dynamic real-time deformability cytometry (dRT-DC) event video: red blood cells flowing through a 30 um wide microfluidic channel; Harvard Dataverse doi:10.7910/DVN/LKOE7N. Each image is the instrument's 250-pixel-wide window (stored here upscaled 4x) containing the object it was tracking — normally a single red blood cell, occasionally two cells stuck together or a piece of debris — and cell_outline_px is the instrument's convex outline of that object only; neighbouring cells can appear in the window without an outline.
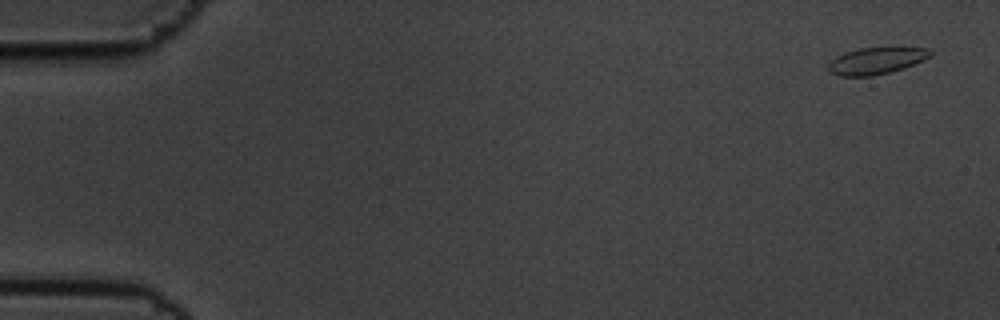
{"species": "common noctule bat (a hibernating species)", "species_latin": "Nyctalus noctula", "temperature_condition": "cold", "stored_images_in_passage": 55, "camera_frame_rate_fps": 3000, "um_per_image_px": 0.085, "animal": {"sex": "male", "body_mass_g": 19.5, "forearm_length_mm": 54.6}, "frame": {"image": 1, "passage_image": 1, "time_ms": 0.0, "image_size_px": [1000, 320], "cell_outline_px": [[932, 56], [924, 60], [904, 68], [872, 76], [840, 76], [828, 72], [828, 64], [836, 56], [844, 52], [860, 48], [888, 44], [928, 48], [932, 52]], "centroid_in_image_um": [74.54, 5.1], "position_along_channel_um": 10.5, "area_um2": 16.82}}
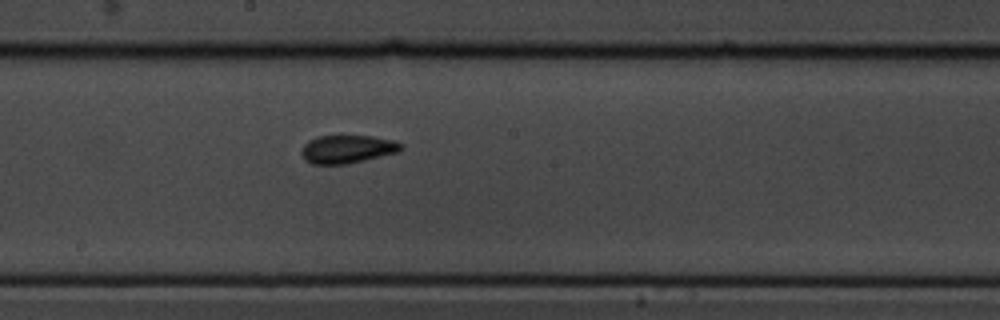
{"frame": {"image": 2, "passage_image": 30, "time_ms": 9.667, "image_size_px": [1000, 320], "cell_outline_px": [[404, 148], [400, 152], [348, 164], [312, 164], [304, 160], [300, 152], [304, 144], [308, 140], [316, 136], [372, 136], [392, 140], [404, 144]], "centroid_in_image_um": [29.53, 12.68], "position_along_channel_um": 218.7, "area_um2": 16.59}}
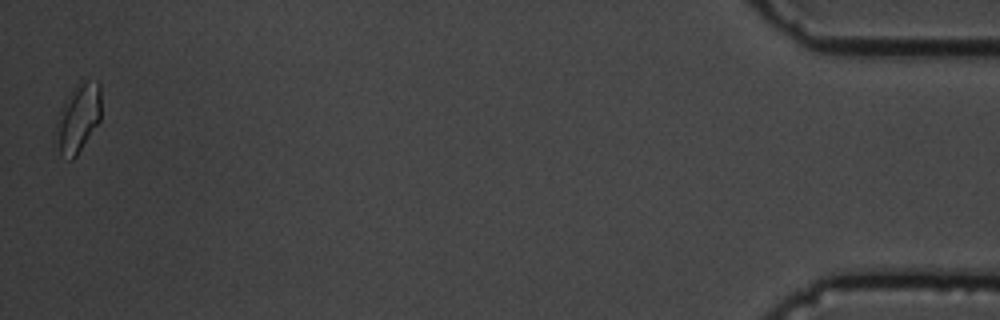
{"frame": {"image": 3, "passage_image": 55, "time_ms": 18.0, "image_size_px": [1000, 320], "cell_outline_px": [[100, 120], [76, 156], [72, 160], [68, 160], [60, 152], [56, 132], [56, 124], [60, 108], [64, 100], [76, 84], [80, 80], [88, 80], [100, 84]], "centroid_in_image_um": [6.64, 10.0], "position_along_channel_um": 428.6, "area_um2": 17.8}, "authors_computed_cell_mechanics": {"area_um2": 16.3574, "velocity_mm_per_s": 3.5607, "shape_relaxation_time_tau1_ms": null, "shape_relaxation_time_tau2_ms": 1.5922, "deformation_change_tau1": null, "deformation_change_tau2": 0.0767}}